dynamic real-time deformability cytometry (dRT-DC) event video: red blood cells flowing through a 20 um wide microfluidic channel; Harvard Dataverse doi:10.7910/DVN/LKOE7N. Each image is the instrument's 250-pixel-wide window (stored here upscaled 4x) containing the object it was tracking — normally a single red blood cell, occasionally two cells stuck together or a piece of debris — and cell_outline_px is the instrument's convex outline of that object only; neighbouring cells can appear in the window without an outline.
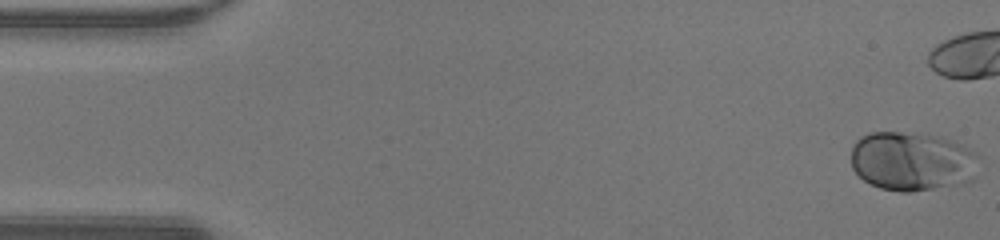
{"species": "human", "species_latin": "Homo sapiens", "temperature_condition": "warm", "stored_images_in_passage": 37, "camera_frame_rate_fps": 3000, "um_per_image_px": 0.085, "donor": {"sex": "male"}, "frame": {"image": 1, "passage_image": 1, "time_ms": 0.0, "image_size_px": [1000, 240], "cell_outline_px": [[984, 160], [976, 176], [968, 184], [912, 192], [900, 192], [880, 188], [864, 180], [852, 168], [852, 144], [860, 136], [868, 132], [924, 132], [940, 136], [952, 140], [976, 152]], "centroid_in_image_um": [77.63, 13.71], "position_along_channel_um": 7.4, "area_um2": 45.6}}
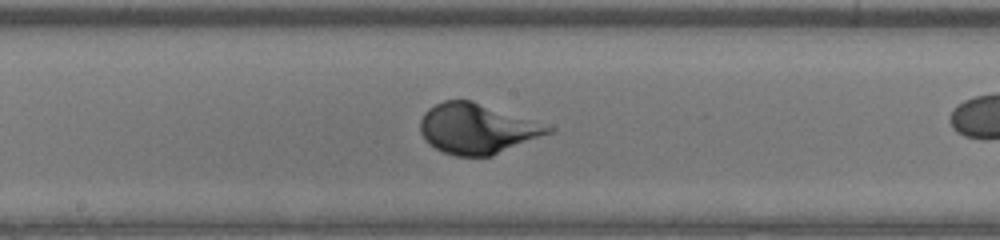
{"frame": {"image": 2, "passage_image": 25, "time_ms": 8.0, "image_size_px": [1000, 240], "cell_outline_px": [[556, 128], [552, 132], [492, 156], [456, 156], [444, 152], [428, 144], [424, 140], [420, 132], [420, 120], [424, 112], [428, 108], [444, 100], [472, 100]], "centroid_in_image_um": [40.51, 10.94], "position_along_channel_um": 207.7, "area_um2": 37.28}}
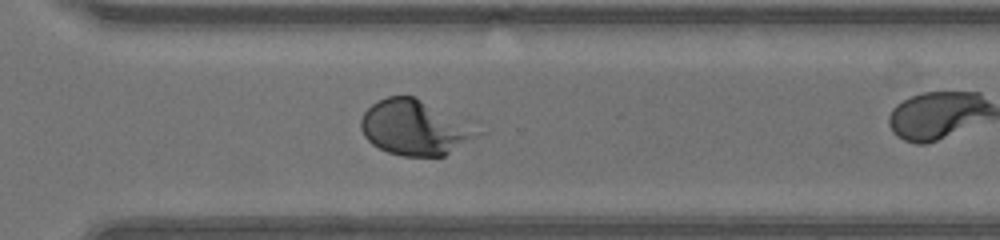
{"frame": {"image": 3, "passage_image": 34, "time_ms": 11.0, "image_size_px": [1000, 240], "cell_outline_px": [[488, 132], [444, 156], [404, 156], [388, 152], [372, 144], [364, 136], [360, 128], [360, 120], [364, 112], [372, 104], [388, 96], [416, 96], [480, 120]], "centroid_in_image_um": [35.52, 10.8], "position_along_channel_um": 335.1, "area_um2": 39.88}}